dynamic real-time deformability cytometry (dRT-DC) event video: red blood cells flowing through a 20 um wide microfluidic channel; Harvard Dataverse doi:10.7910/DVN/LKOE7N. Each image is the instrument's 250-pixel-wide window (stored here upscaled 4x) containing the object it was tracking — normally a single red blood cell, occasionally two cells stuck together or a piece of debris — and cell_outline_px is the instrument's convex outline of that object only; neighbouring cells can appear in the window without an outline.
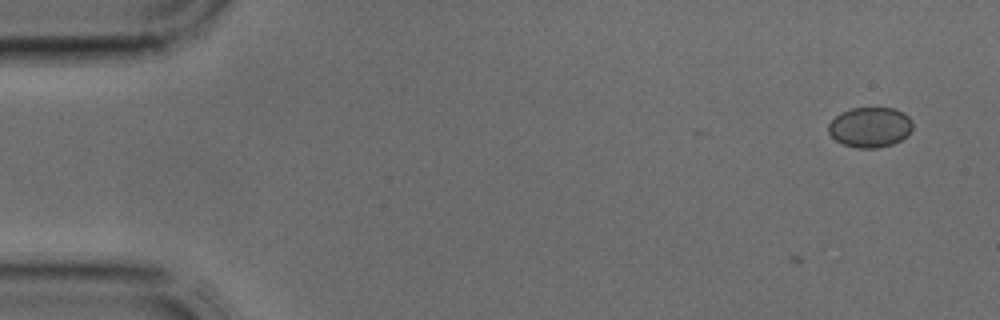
{"species": "common noctule bat (a hibernating species)", "species_latin": "Nyctalus noctula", "temperature_condition": "cold", "stored_images_in_passage": 5, "camera_frame_rate_fps": 3000, "um_per_image_px": 0.085, "animal": {"sex": "male", "body_mass_g": 17.9, "forearm_length_mm": 54.2}, "frame": {"image": 1, "passage_image": 2, "time_ms": 0.333, "image_size_px": [1000, 320], "cell_outline_px": [[912, 128], [900, 140], [892, 144], [876, 148], [856, 148], [844, 144], [836, 140], [828, 132], [828, 124], [840, 112], [852, 108], [892, 108], [904, 112], [912, 120]], "centroid_in_image_um": [73.94, 10.8], "position_along_channel_um": 11.1, "area_um2": 19.59}}
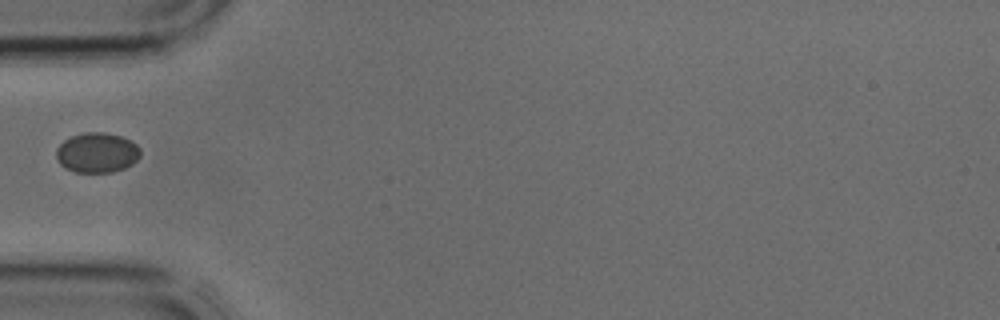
{"frame": {"image": 2, "passage_image": 5, "time_ms": 1.333, "image_size_px": [1000, 320], "cell_outline_px": [[140, 156], [132, 164], [124, 168], [112, 172], [76, 172], [64, 168], [60, 164], [56, 156], [56, 148], [64, 140], [72, 136], [84, 132], [104, 132], [120, 136], [136, 144], [140, 148]], "centroid_in_image_um": [8.23, 12.98], "position_along_channel_um": 76.8, "area_um2": 19.59}}